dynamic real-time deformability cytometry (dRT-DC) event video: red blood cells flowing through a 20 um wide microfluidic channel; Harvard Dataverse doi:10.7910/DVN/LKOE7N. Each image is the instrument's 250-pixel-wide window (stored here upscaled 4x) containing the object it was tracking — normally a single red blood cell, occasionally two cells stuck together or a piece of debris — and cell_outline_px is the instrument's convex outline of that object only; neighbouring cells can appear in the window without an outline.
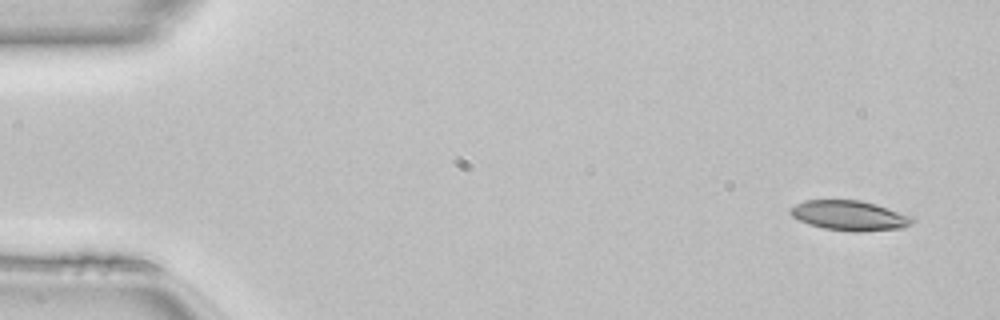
{"species": "common noctule bat (a hibernating species)", "species_latin": "Nyctalus noctula", "temperature_condition": "room temperature", "stored_images_in_passage": 47, "camera_frame_rate_fps": 3000, "um_per_image_px": 0.085, "animal": {"sex": "female", "body_mass_g": 22.7, "forearm_length_mm": 54.2}, "frame": {"image": 1, "passage_image": 1, "time_ms": 0.0, "image_size_px": [1000, 320], "cell_outline_px": [[916, 220], [912, 224], [904, 228], [860, 232], [852, 232], [824, 228], [808, 224], [792, 216], [788, 212], [788, 208], [804, 200], [860, 200], [876, 204], [916, 216]], "centroid_in_image_um": [72.27, 18.32], "position_along_channel_um": 12.7, "area_um2": 21.73}}
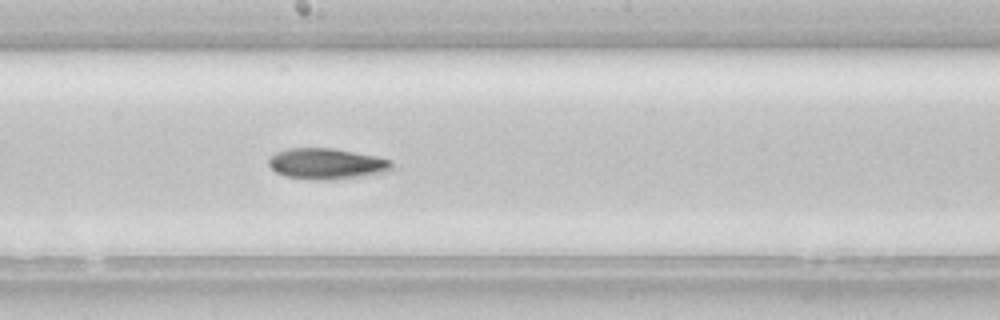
{"frame": {"image": 2, "passage_image": 25, "time_ms": 8.0, "image_size_px": [1000, 320], "cell_outline_px": [[392, 168], [384, 172], [356, 176], [324, 180], [312, 180], [284, 176], [276, 172], [268, 164], [268, 160], [276, 152], [288, 148], [332, 148], [376, 156], [392, 160]], "centroid_in_image_um": [27.72, 13.91], "position_along_channel_um": 220.5, "area_um2": 21.91}}
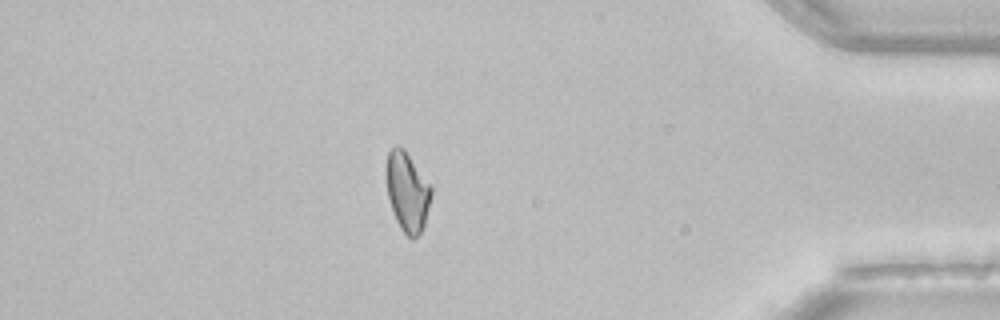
{"frame": {"image": 3, "passage_image": 41, "time_ms": 13.333, "image_size_px": [1000, 320], "cell_outline_px": [[432, 196], [424, 224], [420, 232], [412, 240], [400, 228], [396, 220], [388, 196], [384, 172], [388, 152], [396, 144], [404, 148], [432, 184]], "centroid_in_image_um": [34.62, 16.23], "position_along_channel_um": 400.6, "area_um2": 21.21}, "authors_computed_cell_mechanics": {"area_um2": 21.5016, "velocity_mm_per_s": 4.1356, "shape_relaxation_time_tau1_ms": 10.3634, "shape_relaxation_time_tau2_ms": null, "deformation_change_tau1": 0.2024, "deformation_change_tau2": null}}